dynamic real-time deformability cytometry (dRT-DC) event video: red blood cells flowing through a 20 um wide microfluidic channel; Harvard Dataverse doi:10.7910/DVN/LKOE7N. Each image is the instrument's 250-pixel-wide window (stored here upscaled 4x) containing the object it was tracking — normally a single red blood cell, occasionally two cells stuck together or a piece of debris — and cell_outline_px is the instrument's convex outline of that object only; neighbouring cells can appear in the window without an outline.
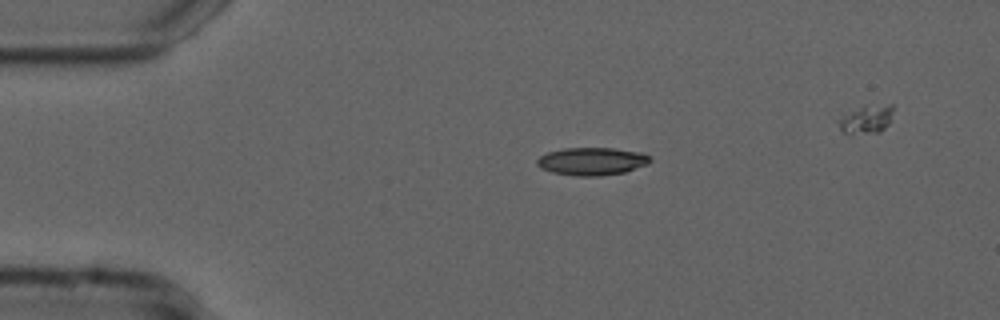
{"species": "common noctule bat (a hibernating species)", "species_latin": "Nyctalus noctula", "temperature_condition": "cold", "stored_images_in_passage": 41, "camera_frame_rate_fps": 3000, "um_per_image_px": 0.085, "animal": {"sex": "male", "forearm_length_mm": 52.5}, "frame": {"image": 1, "passage_image": 3, "time_ms": 0.667, "image_size_px": [1000, 320], "cell_outline_px": [[652, 160], [648, 164], [624, 172], [600, 176], [576, 176], [552, 172], [540, 168], [536, 164], [536, 160], [540, 156], [548, 152], [564, 148], [612, 148], [644, 152]], "centroid_in_image_um": [50.31, 13.71], "position_along_channel_um": 34.7, "area_um2": 18.38}}
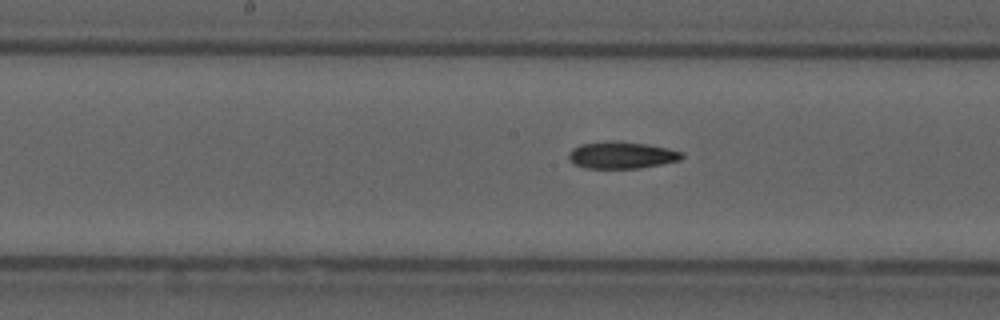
{"frame": {"image": 2, "passage_image": 19, "time_ms": 6.0, "image_size_px": [1000, 320], "cell_outline_px": [[684, 156], [680, 160], [640, 168], [584, 168], [568, 160], [568, 152], [572, 148], [580, 144], [616, 140], [648, 144], [668, 148], [684, 152]], "centroid_in_image_um": [52.83, 13.17], "position_along_channel_um": 195.4, "area_um2": 17.92}}
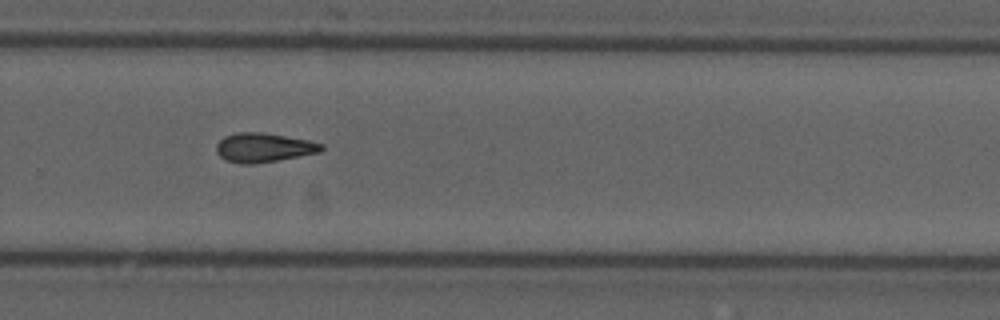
{"frame": {"image": 3, "passage_image": 28, "time_ms": 9.0, "image_size_px": [1000, 320], "cell_outline_px": [[324, 148], [320, 152], [276, 160], [252, 164], [244, 164], [224, 160], [216, 152], [216, 144], [224, 136], [236, 132], [264, 132], [308, 140], [324, 144]], "centroid_in_image_um": [22.38, 12.53], "position_along_channel_um": 307.4, "area_um2": 17.86}}